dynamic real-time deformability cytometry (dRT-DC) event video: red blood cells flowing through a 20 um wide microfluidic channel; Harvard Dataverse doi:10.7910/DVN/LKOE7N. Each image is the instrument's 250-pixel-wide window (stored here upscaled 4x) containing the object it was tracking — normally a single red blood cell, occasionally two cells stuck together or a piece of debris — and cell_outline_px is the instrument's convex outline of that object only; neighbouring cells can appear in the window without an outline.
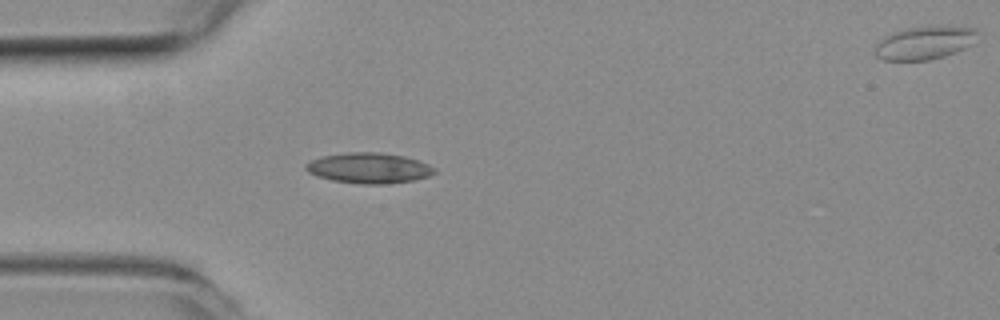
{"species": "common noctule bat (a hibernating species)", "species_latin": "Nyctalus noctula", "temperature_condition": "room temperature", "stored_images_in_passage": 40, "camera_frame_rate_fps": 3000, "um_per_image_px": 0.085, "animal": {"sex": "female", "body_mass_g": 19.3, "forearm_length_mm": 54.1}, "frame": {"image": 1, "passage_image": 6, "time_ms": 1.667, "image_size_px": [1000, 320], "cell_outline_px": [[436, 172], [428, 176], [412, 180], [380, 184], [364, 184], [332, 180], [308, 172], [304, 168], [304, 164], [320, 156], [344, 152], [380, 152], [404, 156], [420, 160], [436, 168]], "centroid_in_image_um": [31.35, 14.26], "position_along_channel_um": 53.6, "area_um2": 22.83}}
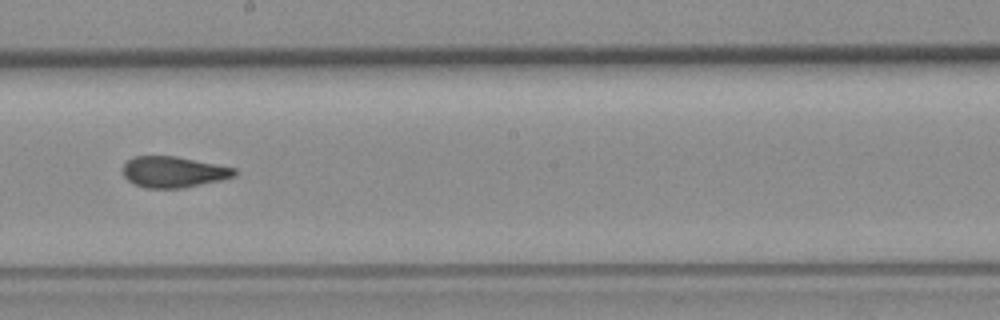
{"frame": {"image": 2, "passage_image": 20, "time_ms": 6.333, "image_size_px": [1000, 320], "cell_outline_px": [[236, 176], [220, 180], [184, 188], [144, 188], [132, 184], [124, 176], [124, 164], [128, 160], [136, 156], [176, 156], [236, 168]], "centroid_in_image_um": [14.74, 14.62], "position_along_channel_um": 233.5, "area_um2": 20.17}}
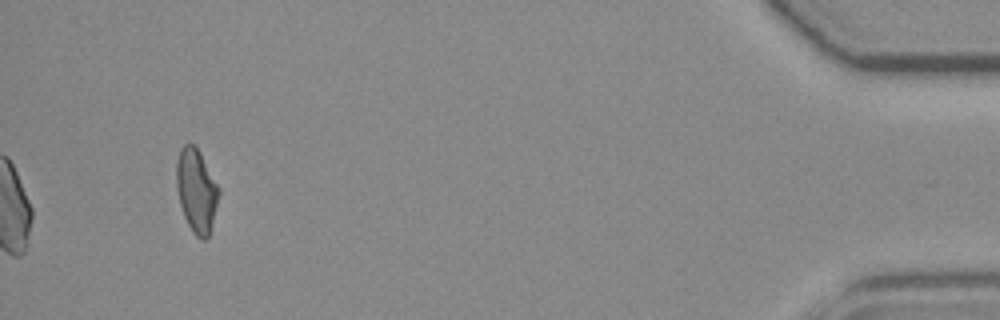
{"frame": {"image": 3, "passage_image": 40, "time_ms": 13.0, "image_size_px": [1000, 320], "cell_outline_px": [[220, 192], [208, 236], [204, 240], [200, 240], [192, 232], [184, 216], [180, 204], [176, 188], [176, 160], [180, 148], [184, 144], [192, 144], [200, 152], [220, 188]], "centroid_in_image_um": [16.68, 16.18], "position_along_channel_um": 418.5, "area_um2": 20.58}, "authors_computed_cell_mechanics": {"area_um2": 21.0103, "velocity_mm_per_s": 3.9823, "shape_relaxation_time_tau1_ms": null, "shape_relaxation_time_tau2_ms": 2.2187, "deformation_change_tau1": null, "deformation_change_tau2": 0.0916}}